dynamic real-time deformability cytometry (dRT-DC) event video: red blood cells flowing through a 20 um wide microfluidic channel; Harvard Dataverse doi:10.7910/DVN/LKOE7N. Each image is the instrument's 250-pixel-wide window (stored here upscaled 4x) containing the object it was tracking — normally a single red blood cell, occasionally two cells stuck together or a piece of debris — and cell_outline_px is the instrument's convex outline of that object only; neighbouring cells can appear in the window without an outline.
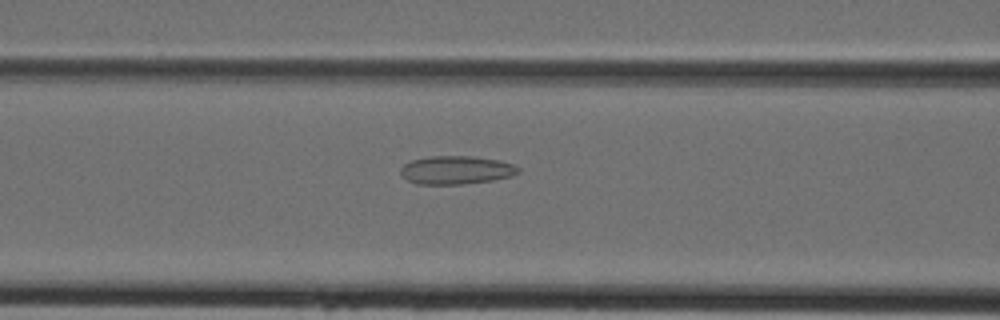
{"species": "Egyptian fruit bat (a non-hibernating species)", "species_latin": "Rousettus aegyptiacus", "temperature_condition": "cold", "stored_images_in_passage": 33, "camera_frame_rate_fps": 3000, "um_per_image_px": 0.085, "animal": {"sex": "female"}, "frame": {"image": 1, "passage_image": 7, "time_ms": 2.0, "image_size_px": [1000, 320], "cell_outline_px": [[520, 172], [512, 176], [492, 180], [464, 184], [416, 184], [408, 180], [400, 172], [400, 168], [404, 164], [412, 160], [428, 156], [472, 156], [496, 160], [512, 164], [520, 168]], "centroid_in_image_um": [38.77, 14.45], "position_along_channel_um": 127.8, "area_um2": 19.36}}
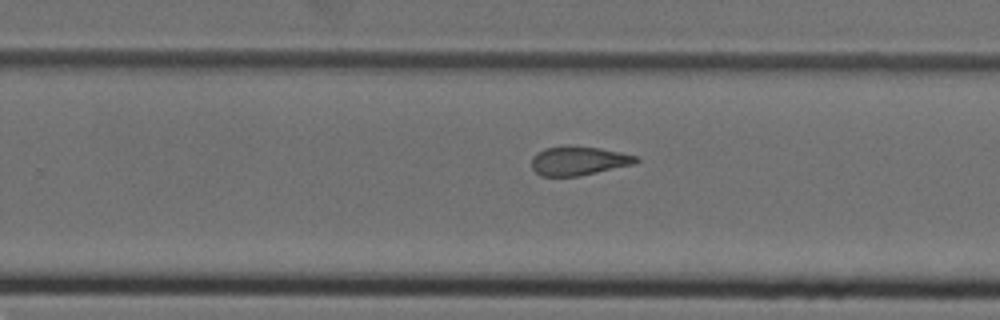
{"frame": {"image": 2, "passage_image": 17, "time_ms": 5.333, "image_size_px": [1000, 320], "cell_outline_px": [[640, 160], [632, 164], [580, 176], [540, 176], [532, 168], [532, 156], [536, 152], [544, 148], [564, 144], [568, 144], [600, 148], [620, 152], [636, 156]], "centroid_in_image_um": [49.12, 13.64], "position_along_channel_um": 280.7, "area_um2": 17.86}}
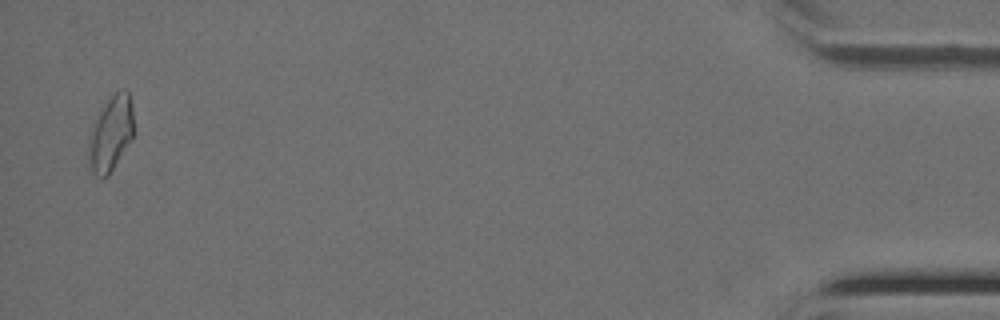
{"frame": {"image": 3, "passage_image": 32, "time_ms": 10.333, "image_size_px": [1000, 320], "cell_outline_px": [[132, 140], [108, 176], [96, 176], [88, 168], [88, 140], [92, 128], [104, 104], [120, 88], [124, 88], [128, 92], [132, 108]], "centroid_in_image_um": [9.4, 11.39], "position_along_channel_um": 425.8, "area_um2": 19.54}}